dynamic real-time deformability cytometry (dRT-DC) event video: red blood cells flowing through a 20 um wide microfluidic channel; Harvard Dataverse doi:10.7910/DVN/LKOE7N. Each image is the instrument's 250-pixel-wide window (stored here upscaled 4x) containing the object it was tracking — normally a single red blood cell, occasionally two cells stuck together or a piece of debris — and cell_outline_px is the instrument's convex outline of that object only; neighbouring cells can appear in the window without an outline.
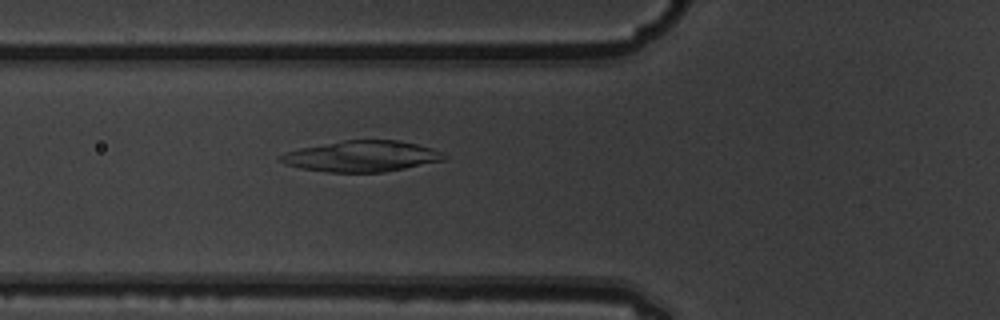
{"species": "common noctule bat (a hibernating species)", "species_latin": "Nyctalus noctula", "temperature_condition": "warm", "stored_images_in_passage": 3, "camera_frame_rate_fps": 3000, "um_per_image_px": 0.085, "animal": {"sex": "male", "body_mass_g": 19.5, "forearm_length_mm": 54.6}, "frame": {"image": 1, "passage_image": 3, "time_ms": 0.667, "image_size_px": [1000, 320], "cell_outline_px": [[448, 156], [444, 160], [384, 172], [328, 172], [300, 168], [284, 164], [276, 160], [284, 152], [300, 148], [344, 140], [400, 140], [432, 148]], "centroid_in_image_um": [30.7, 13.28], "position_along_channel_um": 95.1, "area_um2": 29.42}}